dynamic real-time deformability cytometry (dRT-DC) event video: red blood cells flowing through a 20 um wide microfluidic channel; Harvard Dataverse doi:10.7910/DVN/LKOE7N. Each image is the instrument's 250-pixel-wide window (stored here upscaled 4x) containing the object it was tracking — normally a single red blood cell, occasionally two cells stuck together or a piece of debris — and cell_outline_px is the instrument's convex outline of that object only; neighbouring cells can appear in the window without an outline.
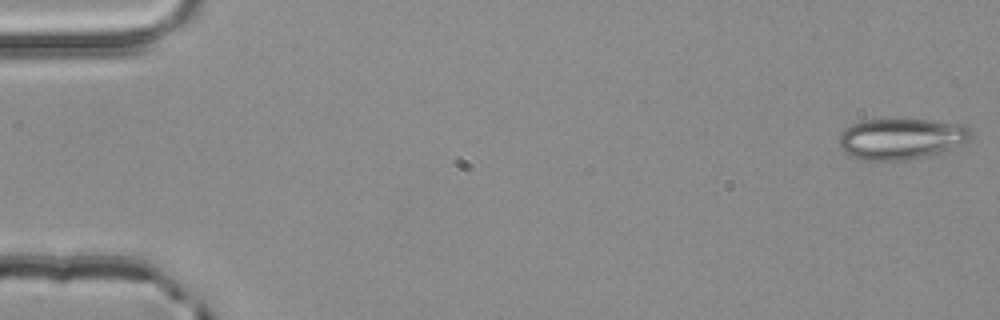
{"species": "common noctule bat (a hibernating species)", "species_latin": "Nyctalus noctula", "temperature_condition": "room temperature", "stored_images_in_passage": 3, "camera_frame_rate_fps": 3000, "um_per_image_px": 0.085, "animal": {"sex": "male", "body_mass_g": 20.4}, "frame": {"image": 1, "passage_image": 1, "time_ms": 0.0, "image_size_px": [1000, 320], "cell_outline_px": [[972, 136], [964, 144], [928, 156], [904, 160], [864, 160], [852, 156], [844, 152], [840, 148], [840, 132], [852, 124], [864, 120], [928, 120], [964, 124], [972, 128]], "centroid_in_image_um": [76.64, 11.79], "position_along_channel_um": 8.4, "area_um2": 31.5}}